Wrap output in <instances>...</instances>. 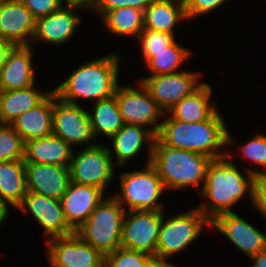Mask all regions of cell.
Segmentation results:
<instances>
[{
  "label": "cell",
  "instance_id": "6da1fadb",
  "mask_svg": "<svg viewBox=\"0 0 266 267\" xmlns=\"http://www.w3.org/2000/svg\"><path fill=\"white\" fill-rule=\"evenodd\" d=\"M226 157L213 159L208 167L201 196L207 198L198 209L211 221L215 216L232 212L231 208L246 192L254 203V188L263 171L247 169L245 178L240 170Z\"/></svg>",
  "mask_w": 266,
  "mask_h": 267
},
{
  "label": "cell",
  "instance_id": "7a4b0ae2",
  "mask_svg": "<svg viewBox=\"0 0 266 267\" xmlns=\"http://www.w3.org/2000/svg\"><path fill=\"white\" fill-rule=\"evenodd\" d=\"M156 137L166 146L204 154L212 159L227 157L228 152L219 149L234 141L218 111L209 120L198 123H186L168 116L162 121Z\"/></svg>",
  "mask_w": 266,
  "mask_h": 267
},
{
  "label": "cell",
  "instance_id": "3957f363",
  "mask_svg": "<svg viewBox=\"0 0 266 267\" xmlns=\"http://www.w3.org/2000/svg\"><path fill=\"white\" fill-rule=\"evenodd\" d=\"M119 55L111 53L84 62L79 68L53 91L61 100L78 104L76 99L83 98L97 102L111 97L118 87Z\"/></svg>",
  "mask_w": 266,
  "mask_h": 267
},
{
  "label": "cell",
  "instance_id": "277c9868",
  "mask_svg": "<svg viewBox=\"0 0 266 267\" xmlns=\"http://www.w3.org/2000/svg\"><path fill=\"white\" fill-rule=\"evenodd\" d=\"M212 160L204 154L166 146L156 137L150 163L157 170L165 189H181L192 185L199 191L202 180L200 193Z\"/></svg>",
  "mask_w": 266,
  "mask_h": 267
},
{
  "label": "cell",
  "instance_id": "5b68a950",
  "mask_svg": "<svg viewBox=\"0 0 266 267\" xmlns=\"http://www.w3.org/2000/svg\"><path fill=\"white\" fill-rule=\"evenodd\" d=\"M127 209L113 196L95 208L75 233L104 256L121 247L122 222Z\"/></svg>",
  "mask_w": 266,
  "mask_h": 267
},
{
  "label": "cell",
  "instance_id": "8992f818",
  "mask_svg": "<svg viewBox=\"0 0 266 267\" xmlns=\"http://www.w3.org/2000/svg\"><path fill=\"white\" fill-rule=\"evenodd\" d=\"M121 195L113 196L122 206L133 210H164L159 197L165 189L157 170L146 163L140 171L123 172L120 177ZM125 202V203H124Z\"/></svg>",
  "mask_w": 266,
  "mask_h": 267
},
{
  "label": "cell",
  "instance_id": "52a82bcc",
  "mask_svg": "<svg viewBox=\"0 0 266 267\" xmlns=\"http://www.w3.org/2000/svg\"><path fill=\"white\" fill-rule=\"evenodd\" d=\"M164 216L159 231L156 258L166 264L168 257L194 242L203 227L210 226V220L198 208L172 216L167 221Z\"/></svg>",
  "mask_w": 266,
  "mask_h": 267
},
{
  "label": "cell",
  "instance_id": "ba28073f",
  "mask_svg": "<svg viewBox=\"0 0 266 267\" xmlns=\"http://www.w3.org/2000/svg\"><path fill=\"white\" fill-rule=\"evenodd\" d=\"M110 148L100 144H87L76 156L72 155L70 181L96 186L103 191L114 177V163Z\"/></svg>",
  "mask_w": 266,
  "mask_h": 267
},
{
  "label": "cell",
  "instance_id": "9c48e42d",
  "mask_svg": "<svg viewBox=\"0 0 266 267\" xmlns=\"http://www.w3.org/2000/svg\"><path fill=\"white\" fill-rule=\"evenodd\" d=\"M164 210H133L125 212L122 222L121 247L156 257ZM127 217V218H126Z\"/></svg>",
  "mask_w": 266,
  "mask_h": 267
},
{
  "label": "cell",
  "instance_id": "30bf717a",
  "mask_svg": "<svg viewBox=\"0 0 266 267\" xmlns=\"http://www.w3.org/2000/svg\"><path fill=\"white\" fill-rule=\"evenodd\" d=\"M137 89L118 85L114 96L116 97L119 111L125 124L142 126L153 124L151 131L157 135L162 124V122L156 123L159 122L157 119L160 116H164L165 113L141 82H139Z\"/></svg>",
  "mask_w": 266,
  "mask_h": 267
},
{
  "label": "cell",
  "instance_id": "8fae6325",
  "mask_svg": "<svg viewBox=\"0 0 266 267\" xmlns=\"http://www.w3.org/2000/svg\"><path fill=\"white\" fill-rule=\"evenodd\" d=\"M52 134L73 145L89 144L94 137L89 112L79 104L65 102L54 92Z\"/></svg>",
  "mask_w": 266,
  "mask_h": 267
},
{
  "label": "cell",
  "instance_id": "7c38bea8",
  "mask_svg": "<svg viewBox=\"0 0 266 267\" xmlns=\"http://www.w3.org/2000/svg\"><path fill=\"white\" fill-rule=\"evenodd\" d=\"M199 77V72L180 71L173 74L148 76L139 82L149 91L151 97L166 114L201 85V83L198 84Z\"/></svg>",
  "mask_w": 266,
  "mask_h": 267
},
{
  "label": "cell",
  "instance_id": "4fadbf2b",
  "mask_svg": "<svg viewBox=\"0 0 266 267\" xmlns=\"http://www.w3.org/2000/svg\"><path fill=\"white\" fill-rule=\"evenodd\" d=\"M46 241L52 267H103L104 255L76 233Z\"/></svg>",
  "mask_w": 266,
  "mask_h": 267
},
{
  "label": "cell",
  "instance_id": "5bb4252c",
  "mask_svg": "<svg viewBox=\"0 0 266 267\" xmlns=\"http://www.w3.org/2000/svg\"><path fill=\"white\" fill-rule=\"evenodd\" d=\"M16 208L32 213L36 222L43 227L44 234L51 237L50 239L75 233L65 219L60 199L27 191Z\"/></svg>",
  "mask_w": 266,
  "mask_h": 267
},
{
  "label": "cell",
  "instance_id": "9a60e30c",
  "mask_svg": "<svg viewBox=\"0 0 266 267\" xmlns=\"http://www.w3.org/2000/svg\"><path fill=\"white\" fill-rule=\"evenodd\" d=\"M210 226L224 234L248 257L257 255L266 248V235L233 211L215 216L210 221Z\"/></svg>",
  "mask_w": 266,
  "mask_h": 267
},
{
  "label": "cell",
  "instance_id": "2e32d148",
  "mask_svg": "<svg viewBox=\"0 0 266 267\" xmlns=\"http://www.w3.org/2000/svg\"><path fill=\"white\" fill-rule=\"evenodd\" d=\"M104 192L96 186L69 182L60 200L65 219L74 231L87 221L103 201Z\"/></svg>",
  "mask_w": 266,
  "mask_h": 267
},
{
  "label": "cell",
  "instance_id": "e0dca14e",
  "mask_svg": "<svg viewBox=\"0 0 266 267\" xmlns=\"http://www.w3.org/2000/svg\"><path fill=\"white\" fill-rule=\"evenodd\" d=\"M36 19L20 0H0V37L16 45H31Z\"/></svg>",
  "mask_w": 266,
  "mask_h": 267
},
{
  "label": "cell",
  "instance_id": "ac0fdd59",
  "mask_svg": "<svg viewBox=\"0 0 266 267\" xmlns=\"http://www.w3.org/2000/svg\"><path fill=\"white\" fill-rule=\"evenodd\" d=\"M25 177L27 191L61 199L70 182V169L60 165L25 163Z\"/></svg>",
  "mask_w": 266,
  "mask_h": 267
},
{
  "label": "cell",
  "instance_id": "d6986e66",
  "mask_svg": "<svg viewBox=\"0 0 266 267\" xmlns=\"http://www.w3.org/2000/svg\"><path fill=\"white\" fill-rule=\"evenodd\" d=\"M62 6L50 15L36 19L35 32L31 44L35 41L60 45L69 41L75 33L81 17L75 13L77 7Z\"/></svg>",
  "mask_w": 266,
  "mask_h": 267
},
{
  "label": "cell",
  "instance_id": "ffe728a7",
  "mask_svg": "<svg viewBox=\"0 0 266 267\" xmlns=\"http://www.w3.org/2000/svg\"><path fill=\"white\" fill-rule=\"evenodd\" d=\"M31 45H16L0 70V90L23 89L35 84Z\"/></svg>",
  "mask_w": 266,
  "mask_h": 267
},
{
  "label": "cell",
  "instance_id": "44dd1931",
  "mask_svg": "<svg viewBox=\"0 0 266 267\" xmlns=\"http://www.w3.org/2000/svg\"><path fill=\"white\" fill-rule=\"evenodd\" d=\"M72 155V146L54 134L25 142V163L70 167Z\"/></svg>",
  "mask_w": 266,
  "mask_h": 267
},
{
  "label": "cell",
  "instance_id": "7402d4cb",
  "mask_svg": "<svg viewBox=\"0 0 266 267\" xmlns=\"http://www.w3.org/2000/svg\"><path fill=\"white\" fill-rule=\"evenodd\" d=\"M53 102L54 91L51 90L41 103L19 115L10 124L24 142L52 134Z\"/></svg>",
  "mask_w": 266,
  "mask_h": 267
},
{
  "label": "cell",
  "instance_id": "603a6c76",
  "mask_svg": "<svg viewBox=\"0 0 266 267\" xmlns=\"http://www.w3.org/2000/svg\"><path fill=\"white\" fill-rule=\"evenodd\" d=\"M143 127L145 126L125 124L110 138L118 166L122 167L128 160L135 157L141 151L145 141L149 142V158L147 163L151 162L156 135L151 129L146 130Z\"/></svg>",
  "mask_w": 266,
  "mask_h": 267
},
{
  "label": "cell",
  "instance_id": "cb8c5ba5",
  "mask_svg": "<svg viewBox=\"0 0 266 267\" xmlns=\"http://www.w3.org/2000/svg\"><path fill=\"white\" fill-rule=\"evenodd\" d=\"M211 95V86L201 83L195 91L184 97L168 113L174 119L186 123L209 120L217 112L216 106L210 100Z\"/></svg>",
  "mask_w": 266,
  "mask_h": 267
},
{
  "label": "cell",
  "instance_id": "d4e9b609",
  "mask_svg": "<svg viewBox=\"0 0 266 267\" xmlns=\"http://www.w3.org/2000/svg\"><path fill=\"white\" fill-rule=\"evenodd\" d=\"M187 19L183 0H154L143 15L144 28L174 35V26Z\"/></svg>",
  "mask_w": 266,
  "mask_h": 267
},
{
  "label": "cell",
  "instance_id": "484cf974",
  "mask_svg": "<svg viewBox=\"0 0 266 267\" xmlns=\"http://www.w3.org/2000/svg\"><path fill=\"white\" fill-rule=\"evenodd\" d=\"M50 92H39L34 85L17 90H0V123L10 125L19 115L41 103Z\"/></svg>",
  "mask_w": 266,
  "mask_h": 267
},
{
  "label": "cell",
  "instance_id": "4316f807",
  "mask_svg": "<svg viewBox=\"0 0 266 267\" xmlns=\"http://www.w3.org/2000/svg\"><path fill=\"white\" fill-rule=\"evenodd\" d=\"M26 193L25 161H1L0 199L16 208Z\"/></svg>",
  "mask_w": 266,
  "mask_h": 267
},
{
  "label": "cell",
  "instance_id": "83f0119b",
  "mask_svg": "<svg viewBox=\"0 0 266 267\" xmlns=\"http://www.w3.org/2000/svg\"><path fill=\"white\" fill-rule=\"evenodd\" d=\"M92 111L89 116L95 139L100 134L111 138L125 125L114 95L95 102Z\"/></svg>",
  "mask_w": 266,
  "mask_h": 267
},
{
  "label": "cell",
  "instance_id": "f1b7e54d",
  "mask_svg": "<svg viewBox=\"0 0 266 267\" xmlns=\"http://www.w3.org/2000/svg\"><path fill=\"white\" fill-rule=\"evenodd\" d=\"M189 55V49L180 46L175 40L164 51L145 52L142 56L146 62V67L152 71L151 76H156L177 73L178 68L183 65Z\"/></svg>",
  "mask_w": 266,
  "mask_h": 267
},
{
  "label": "cell",
  "instance_id": "f546056e",
  "mask_svg": "<svg viewBox=\"0 0 266 267\" xmlns=\"http://www.w3.org/2000/svg\"><path fill=\"white\" fill-rule=\"evenodd\" d=\"M143 15V10L126 6L107 12L102 19L111 33L138 37L144 28Z\"/></svg>",
  "mask_w": 266,
  "mask_h": 267
},
{
  "label": "cell",
  "instance_id": "4dcf8cb0",
  "mask_svg": "<svg viewBox=\"0 0 266 267\" xmlns=\"http://www.w3.org/2000/svg\"><path fill=\"white\" fill-rule=\"evenodd\" d=\"M161 262L145 253L120 247L104 256L103 267H158Z\"/></svg>",
  "mask_w": 266,
  "mask_h": 267
},
{
  "label": "cell",
  "instance_id": "1f68e13d",
  "mask_svg": "<svg viewBox=\"0 0 266 267\" xmlns=\"http://www.w3.org/2000/svg\"><path fill=\"white\" fill-rule=\"evenodd\" d=\"M25 142L9 124L0 123V162L24 160Z\"/></svg>",
  "mask_w": 266,
  "mask_h": 267
},
{
  "label": "cell",
  "instance_id": "d6a6232c",
  "mask_svg": "<svg viewBox=\"0 0 266 267\" xmlns=\"http://www.w3.org/2000/svg\"><path fill=\"white\" fill-rule=\"evenodd\" d=\"M141 50L145 52H161L175 41V35L143 28L137 37Z\"/></svg>",
  "mask_w": 266,
  "mask_h": 267
},
{
  "label": "cell",
  "instance_id": "836d02e7",
  "mask_svg": "<svg viewBox=\"0 0 266 267\" xmlns=\"http://www.w3.org/2000/svg\"><path fill=\"white\" fill-rule=\"evenodd\" d=\"M241 151L246 158L255 164L266 167V136L263 134H257L245 145H242ZM263 177H266V172H263Z\"/></svg>",
  "mask_w": 266,
  "mask_h": 267
},
{
  "label": "cell",
  "instance_id": "e575fe53",
  "mask_svg": "<svg viewBox=\"0 0 266 267\" xmlns=\"http://www.w3.org/2000/svg\"><path fill=\"white\" fill-rule=\"evenodd\" d=\"M154 0H97L95 10L103 17L107 12L121 7L145 10Z\"/></svg>",
  "mask_w": 266,
  "mask_h": 267
},
{
  "label": "cell",
  "instance_id": "d590c367",
  "mask_svg": "<svg viewBox=\"0 0 266 267\" xmlns=\"http://www.w3.org/2000/svg\"><path fill=\"white\" fill-rule=\"evenodd\" d=\"M227 0H183L187 19H192L197 15H203L217 9Z\"/></svg>",
  "mask_w": 266,
  "mask_h": 267
},
{
  "label": "cell",
  "instance_id": "8d00e7d4",
  "mask_svg": "<svg viewBox=\"0 0 266 267\" xmlns=\"http://www.w3.org/2000/svg\"><path fill=\"white\" fill-rule=\"evenodd\" d=\"M35 19L50 15L62 6L60 0H20Z\"/></svg>",
  "mask_w": 266,
  "mask_h": 267
},
{
  "label": "cell",
  "instance_id": "74e56055",
  "mask_svg": "<svg viewBox=\"0 0 266 267\" xmlns=\"http://www.w3.org/2000/svg\"><path fill=\"white\" fill-rule=\"evenodd\" d=\"M253 205L266 218V177L258 178L255 183Z\"/></svg>",
  "mask_w": 266,
  "mask_h": 267
},
{
  "label": "cell",
  "instance_id": "f35d334b",
  "mask_svg": "<svg viewBox=\"0 0 266 267\" xmlns=\"http://www.w3.org/2000/svg\"><path fill=\"white\" fill-rule=\"evenodd\" d=\"M62 5L65 3L66 6L69 7H77V8H89L91 10H95V6L97 0H60Z\"/></svg>",
  "mask_w": 266,
  "mask_h": 267
},
{
  "label": "cell",
  "instance_id": "ab89813d",
  "mask_svg": "<svg viewBox=\"0 0 266 267\" xmlns=\"http://www.w3.org/2000/svg\"><path fill=\"white\" fill-rule=\"evenodd\" d=\"M15 45L0 37V70L7 61L8 55Z\"/></svg>",
  "mask_w": 266,
  "mask_h": 267
},
{
  "label": "cell",
  "instance_id": "60d3db41",
  "mask_svg": "<svg viewBox=\"0 0 266 267\" xmlns=\"http://www.w3.org/2000/svg\"><path fill=\"white\" fill-rule=\"evenodd\" d=\"M254 264L250 267H266V248L257 255L251 256Z\"/></svg>",
  "mask_w": 266,
  "mask_h": 267
},
{
  "label": "cell",
  "instance_id": "b9f144b4",
  "mask_svg": "<svg viewBox=\"0 0 266 267\" xmlns=\"http://www.w3.org/2000/svg\"><path fill=\"white\" fill-rule=\"evenodd\" d=\"M9 205H7V203H5L4 201H2L0 199V225L3 224V221H5V219L8 216L9 213Z\"/></svg>",
  "mask_w": 266,
  "mask_h": 267
},
{
  "label": "cell",
  "instance_id": "7bdbcfd3",
  "mask_svg": "<svg viewBox=\"0 0 266 267\" xmlns=\"http://www.w3.org/2000/svg\"><path fill=\"white\" fill-rule=\"evenodd\" d=\"M158 267H176L175 265H173L172 263H166V264H163L161 263Z\"/></svg>",
  "mask_w": 266,
  "mask_h": 267
}]
</instances>
